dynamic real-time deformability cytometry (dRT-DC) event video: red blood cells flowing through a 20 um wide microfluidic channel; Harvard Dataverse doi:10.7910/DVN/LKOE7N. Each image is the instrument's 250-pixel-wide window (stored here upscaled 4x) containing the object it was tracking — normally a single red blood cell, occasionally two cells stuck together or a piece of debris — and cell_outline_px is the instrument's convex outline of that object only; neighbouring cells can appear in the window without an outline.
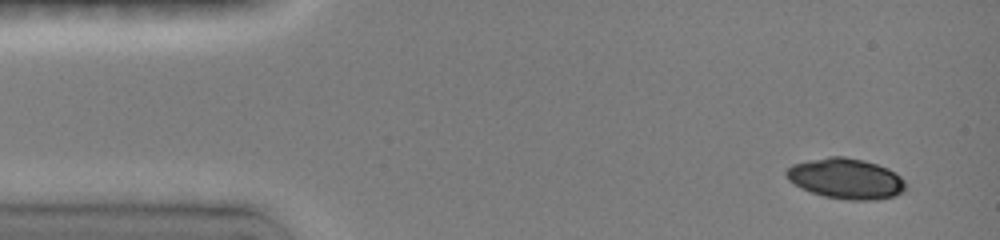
{"species": "common noctule bat (a hibernating species)", "species_latin": "Nyctalus noctula", "temperature_condition": "room temperature", "stored_images_in_passage": 6, "camera_frame_rate_fps": 3000, "um_per_image_px": 0.085, "animal": {"sex": "female", "body_mass_g": 19.0, "forearm_length_mm": 51.5}, "frame": {"image": 1, "passage_image": 1, "time_ms": 0.0, "image_size_px": [1000, 240], "cell_outline_px": [[904, 192], [896, 196], [876, 200], [848, 200], [824, 196], [800, 188], [788, 180], [784, 172], [792, 164], [828, 156], [844, 156], [864, 160], [888, 168], [896, 172], [904, 180]], "centroid_in_image_um": [71.9, 15.18], "position_along_channel_um": 13.1, "area_um2": 28.32}}